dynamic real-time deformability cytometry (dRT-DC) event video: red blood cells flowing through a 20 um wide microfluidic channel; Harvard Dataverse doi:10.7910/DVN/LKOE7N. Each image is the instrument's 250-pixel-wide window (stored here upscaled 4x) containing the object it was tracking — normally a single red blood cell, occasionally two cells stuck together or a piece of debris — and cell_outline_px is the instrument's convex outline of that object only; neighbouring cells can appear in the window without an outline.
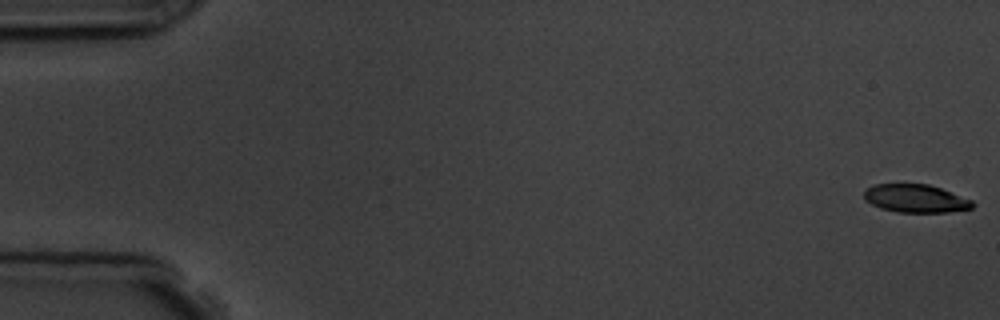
{"species": "common noctule bat (a hibernating species)", "species_latin": "Nyctalus noctula", "temperature_condition": "room temperature", "stored_images_in_passage": 9, "camera_frame_rate_fps": 3000, "um_per_image_px": 0.085, "animal": {"sex": "male", "body_mass_g": 19.5, "forearm_length_mm": 54.6}, "frame": {"image": 1, "passage_image": 1, "time_ms": 0.0, "image_size_px": [1000, 320], "cell_outline_px": [[976, 204], [972, 208], [948, 212], [896, 212], [880, 208], [864, 200], [864, 192], [872, 184], [928, 184], [940, 188], [972, 200]], "centroid_in_image_um": [77.82, 16.87], "position_along_channel_um": 7.2, "area_um2": 17.74}}
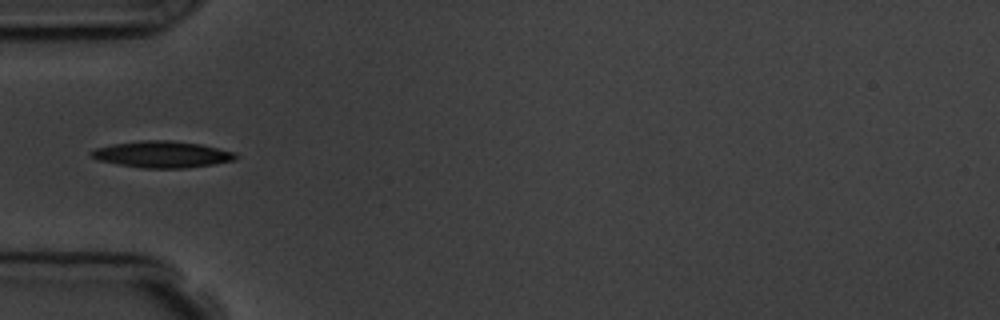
{"frame": {"image": 2, "passage_image": 6, "time_ms": 5.667, "image_size_px": [1000, 320], "cell_outline_px": [[240, 156], [232, 160], [212, 164], [184, 168], [144, 168], [120, 164], [100, 160], [92, 156], [88, 152], [96, 148], [112, 144], [144, 140], [172, 140], [200, 144], [236, 152]], "centroid_in_image_um": [13.8, 13.11], "position_along_channel_um": 71.2, "area_um2": 22.08}}